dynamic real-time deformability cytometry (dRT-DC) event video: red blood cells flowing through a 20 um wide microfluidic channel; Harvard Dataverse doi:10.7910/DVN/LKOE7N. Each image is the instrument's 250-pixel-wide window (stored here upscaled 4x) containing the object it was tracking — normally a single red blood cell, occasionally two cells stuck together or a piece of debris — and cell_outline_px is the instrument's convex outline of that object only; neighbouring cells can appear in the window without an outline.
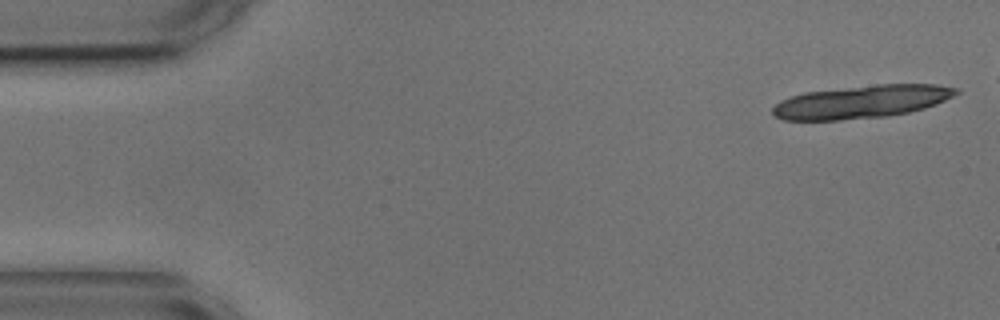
{"species": "common noctule bat (a hibernating species)", "species_latin": "Nyctalus noctula", "temperature_condition": "cold", "stored_images_in_passage": 5, "camera_frame_rate_fps": 3000, "um_per_image_px": 0.085, "animal": {"sex": "male", "body_mass_g": 17.9, "forearm_length_mm": 54.2}, "frame": {"image": 1, "passage_image": 1, "time_ms": 0.0, "image_size_px": [1000, 320], "cell_outline_px": [[960, 92], [936, 104], [924, 108], [908, 112], [888, 116], [840, 120], [784, 120], [776, 116], [772, 112], [772, 108], [780, 100], [804, 92], [880, 84], [936, 84], [960, 88]], "centroid_in_image_um": [73.25, 8.65], "position_along_channel_um": 11.7, "area_um2": 35.08}}